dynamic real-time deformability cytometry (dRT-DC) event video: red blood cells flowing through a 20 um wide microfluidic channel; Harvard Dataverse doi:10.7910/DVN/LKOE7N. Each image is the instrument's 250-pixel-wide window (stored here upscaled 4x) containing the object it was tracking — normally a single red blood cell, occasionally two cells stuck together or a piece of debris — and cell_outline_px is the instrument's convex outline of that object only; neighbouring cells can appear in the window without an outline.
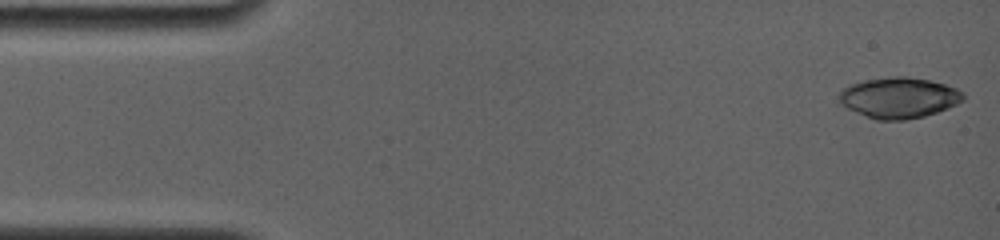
{"species": "common noctule bat (a hibernating species)", "species_latin": "Nyctalus noctula", "temperature_condition": "room temperature", "stored_images_in_passage": 6, "camera_frame_rate_fps": 4000, "um_per_image_px": 0.085, "animal": {"sex": "female", "body_mass_g": 19.0, "forearm_length_mm": 56.7}, "frame": {"image": 1, "passage_image": 1, "time_ms": 0.0, "image_size_px": [1000, 240], "cell_outline_px": [[964, 100], [948, 108], [924, 116], [904, 120], [876, 120], [848, 108], [840, 104], [836, 96], [844, 88], [852, 84], [864, 80], [896, 76], [908, 76], [928, 80], [944, 84], [956, 88], [964, 92]], "centroid_in_image_um": [76.4, 8.3], "position_along_channel_um": 8.6, "area_um2": 29.42}}
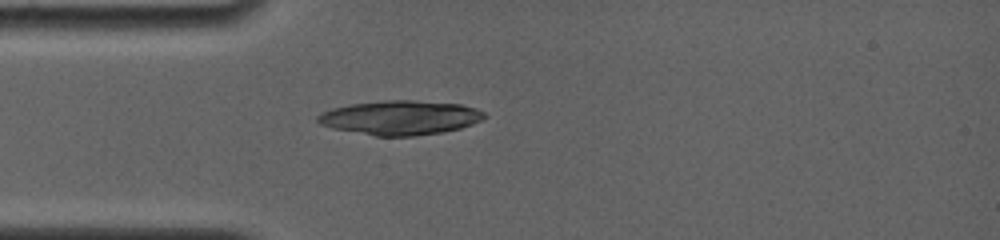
{"frame": {"image": 2, "passage_image": 6, "time_ms": 4.0, "image_size_px": [1000, 240], "cell_outline_px": [[488, 116], [472, 124], [460, 128], [444, 132], [412, 136], [376, 136], [332, 128], [320, 124], [316, 120], [316, 116], [320, 112], [332, 108], [348, 104], [384, 100], [412, 100], [460, 104], [476, 108], [484, 112]], "centroid_in_image_um": [33.99, 9.99], "position_along_channel_um": 51.0, "area_um2": 33.47}}